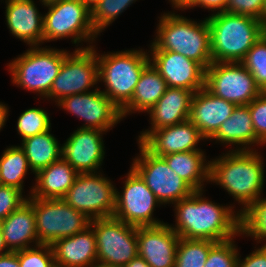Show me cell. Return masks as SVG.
I'll return each instance as SVG.
<instances>
[{
	"mask_svg": "<svg viewBox=\"0 0 266 267\" xmlns=\"http://www.w3.org/2000/svg\"><path fill=\"white\" fill-rule=\"evenodd\" d=\"M179 239L167 223L137 227L138 255L151 267H175Z\"/></svg>",
	"mask_w": 266,
	"mask_h": 267,
	"instance_id": "cell-18",
	"label": "cell"
},
{
	"mask_svg": "<svg viewBox=\"0 0 266 267\" xmlns=\"http://www.w3.org/2000/svg\"><path fill=\"white\" fill-rule=\"evenodd\" d=\"M57 267H90L97 262V246L91 226L52 245Z\"/></svg>",
	"mask_w": 266,
	"mask_h": 267,
	"instance_id": "cell-23",
	"label": "cell"
},
{
	"mask_svg": "<svg viewBox=\"0 0 266 267\" xmlns=\"http://www.w3.org/2000/svg\"><path fill=\"white\" fill-rule=\"evenodd\" d=\"M90 267H111V266H106V265H102V264L96 263V264H93Z\"/></svg>",
	"mask_w": 266,
	"mask_h": 267,
	"instance_id": "cell-51",
	"label": "cell"
},
{
	"mask_svg": "<svg viewBox=\"0 0 266 267\" xmlns=\"http://www.w3.org/2000/svg\"><path fill=\"white\" fill-rule=\"evenodd\" d=\"M102 130L77 128L62 144L64 158L78 173H97L105 156Z\"/></svg>",
	"mask_w": 266,
	"mask_h": 267,
	"instance_id": "cell-17",
	"label": "cell"
},
{
	"mask_svg": "<svg viewBox=\"0 0 266 267\" xmlns=\"http://www.w3.org/2000/svg\"><path fill=\"white\" fill-rule=\"evenodd\" d=\"M241 233L254 238L257 244L266 241V198L261 196L241 214Z\"/></svg>",
	"mask_w": 266,
	"mask_h": 267,
	"instance_id": "cell-32",
	"label": "cell"
},
{
	"mask_svg": "<svg viewBox=\"0 0 266 267\" xmlns=\"http://www.w3.org/2000/svg\"><path fill=\"white\" fill-rule=\"evenodd\" d=\"M228 0H196L189 8L193 9V7H203L208 9L209 11H216L217 12H223L226 10Z\"/></svg>",
	"mask_w": 266,
	"mask_h": 267,
	"instance_id": "cell-42",
	"label": "cell"
},
{
	"mask_svg": "<svg viewBox=\"0 0 266 267\" xmlns=\"http://www.w3.org/2000/svg\"><path fill=\"white\" fill-rule=\"evenodd\" d=\"M0 267H20L17 251L0 256Z\"/></svg>",
	"mask_w": 266,
	"mask_h": 267,
	"instance_id": "cell-43",
	"label": "cell"
},
{
	"mask_svg": "<svg viewBox=\"0 0 266 267\" xmlns=\"http://www.w3.org/2000/svg\"><path fill=\"white\" fill-rule=\"evenodd\" d=\"M33 210L39 244L52 245L58 239L73 236L90 226L91 220L64 199L33 197Z\"/></svg>",
	"mask_w": 266,
	"mask_h": 267,
	"instance_id": "cell-9",
	"label": "cell"
},
{
	"mask_svg": "<svg viewBox=\"0 0 266 267\" xmlns=\"http://www.w3.org/2000/svg\"><path fill=\"white\" fill-rule=\"evenodd\" d=\"M206 18L210 28L212 62H241L266 33V26L251 16L223 11Z\"/></svg>",
	"mask_w": 266,
	"mask_h": 267,
	"instance_id": "cell-3",
	"label": "cell"
},
{
	"mask_svg": "<svg viewBox=\"0 0 266 267\" xmlns=\"http://www.w3.org/2000/svg\"><path fill=\"white\" fill-rule=\"evenodd\" d=\"M231 150L209 161V182L220 185L242 204L238 212L243 214L263 193L264 163L256 150Z\"/></svg>",
	"mask_w": 266,
	"mask_h": 267,
	"instance_id": "cell-2",
	"label": "cell"
},
{
	"mask_svg": "<svg viewBox=\"0 0 266 267\" xmlns=\"http://www.w3.org/2000/svg\"><path fill=\"white\" fill-rule=\"evenodd\" d=\"M123 183L122 193L116 188L113 217L136 227L164 224L153 217L155 207L162 204L132 167Z\"/></svg>",
	"mask_w": 266,
	"mask_h": 267,
	"instance_id": "cell-13",
	"label": "cell"
},
{
	"mask_svg": "<svg viewBox=\"0 0 266 267\" xmlns=\"http://www.w3.org/2000/svg\"><path fill=\"white\" fill-rule=\"evenodd\" d=\"M261 22L266 26V0H265V3H264V9H263V15H262V18H261Z\"/></svg>",
	"mask_w": 266,
	"mask_h": 267,
	"instance_id": "cell-49",
	"label": "cell"
},
{
	"mask_svg": "<svg viewBox=\"0 0 266 267\" xmlns=\"http://www.w3.org/2000/svg\"><path fill=\"white\" fill-rule=\"evenodd\" d=\"M97 246V262L122 267L138 255L137 227L114 217L92 219Z\"/></svg>",
	"mask_w": 266,
	"mask_h": 267,
	"instance_id": "cell-10",
	"label": "cell"
},
{
	"mask_svg": "<svg viewBox=\"0 0 266 267\" xmlns=\"http://www.w3.org/2000/svg\"><path fill=\"white\" fill-rule=\"evenodd\" d=\"M98 82L99 67L95 46L90 44L75 48L65 57L46 99H53L57 104L70 95L89 92Z\"/></svg>",
	"mask_w": 266,
	"mask_h": 267,
	"instance_id": "cell-8",
	"label": "cell"
},
{
	"mask_svg": "<svg viewBox=\"0 0 266 267\" xmlns=\"http://www.w3.org/2000/svg\"><path fill=\"white\" fill-rule=\"evenodd\" d=\"M204 154V151L178 152L162 158L195 191H204V183L209 182L210 172V162L206 161Z\"/></svg>",
	"mask_w": 266,
	"mask_h": 267,
	"instance_id": "cell-28",
	"label": "cell"
},
{
	"mask_svg": "<svg viewBox=\"0 0 266 267\" xmlns=\"http://www.w3.org/2000/svg\"><path fill=\"white\" fill-rule=\"evenodd\" d=\"M194 93V91L185 88L167 87L164 95L147 112L150 114V130L141 131L137 141L141 143L156 129L173 126L188 120Z\"/></svg>",
	"mask_w": 266,
	"mask_h": 267,
	"instance_id": "cell-20",
	"label": "cell"
},
{
	"mask_svg": "<svg viewBox=\"0 0 266 267\" xmlns=\"http://www.w3.org/2000/svg\"><path fill=\"white\" fill-rule=\"evenodd\" d=\"M122 267H151L142 257L137 255L128 264Z\"/></svg>",
	"mask_w": 266,
	"mask_h": 267,
	"instance_id": "cell-45",
	"label": "cell"
},
{
	"mask_svg": "<svg viewBox=\"0 0 266 267\" xmlns=\"http://www.w3.org/2000/svg\"><path fill=\"white\" fill-rule=\"evenodd\" d=\"M201 140H207L188 119L173 126L152 131L141 144L155 156L172 153L202 151L197 147Z\"/></svg>",
	"mask_w": 266,
	"mask_h": 267,
	"instance_id": "cell-19",
	"label": "cell"
},
{
	"mask_svg": "<svg viewBox=\"0 0 266 267\" xmlns=\"http://www.w3.org/2000/svg\"><path fill=\"white\" fill-rule=\"evenodd\" d=\"M240 63L252 74L261 91L266 92V33L249 49Z\"/></svg>",
	"mask_w": 266,
	"mask_h": 267,
	"instance_id": "cell-34",
	"label": "cell"
},
{
	"mask_svg": "<svg viewBox=\"0 0 266 267\" xmlns=\"http://www.w3.org/2000/svg\"><path fill=\"white\" fill-rule=\"evenodd\" d=\"M137 0H99L91 10V23L98 35Z\"/></svg>",
	"mask_w": 266,
	"mask_h": 267,
	"instance_id": "cell-33",
	"label": "cell"
},
{
	"mask_svg": "<svg viewBox=\"0 0 266 267\" xmlns=\"http://www.w3.org/2000/svg\"><path fill=\"white\" fill-rule=\"evenodd\" d=\"M16 129L22 140L44 133L51 129L50 117L44 109L29 108L18 117Z\"/></svg>",
	"mask_w": 266,
	"mask_h": 267,
	"instance_id": "cell-35",
	"label": "cell"
},
{
	"mask_svg": "<svg viewBox=\"0 0 266 267\" xmlns=\"http://www.w3.org/2000/svg\"><path fill=\"white\" fill-rule=\"evenodd\" d=\"M6 24L10 33L30 47L44 43L43 15L34 0H5Z\"/></svg>",
	"mask_w": 266,
	"mask_h": 267,
	"instance_id": "cell-22",
	"label": "cell"
},
{
	"mask_svg": "<svg viewBox=\"0 0 266 267\" xmlns=\"http://www.w3.org/2000/svg\"><path fill=\"white\" fill-rule=\"evenodd\" d=\"M150 62L167 87L198 91L205 86V68L198 62L168 50H150Z\"/></svg>",
	"mask_w": 266,
	"mask_h": 267,
	"instance_id": "cell-16",
	"label": "cell"
},
{
	"mask_svg": "<svg viewBox=\"0 0 266 267\" xmlns=\"http://www.w3.org/2000/svg\"><path fill=\"white\" fill-rule=\"evenodd\" d=\"M50 131L28 137L20 145L34 175L62 157V146Z\"/></svg>",
	"mask_w": 266,
	"mask_h": 267,
	"instance_id": "cell-29",
	"label": "cell"
},
{
	"mask_svg": "<svg viewBox=\"0 0 266 267\" xmlns=\"http://www.w3.org/2000/svg\"><path fill=\"white\" fill-rule=\"evenodd\" d=\"M57 1H59V0H40V2H42L41 4L44 6L56 3Z\"/></svg>",
	"mask_w": 266,
	"mask_h": 267,
	"instance_id": "cell-50",
	"label": "cell"
},
{
	"mask_svg": "<svg viewBox=\"0 0 266 267\" xmlns=\"http://www.w3.org/2000/svg\"><path fill=\"white\" fill-rule=\"evenodd\" d=\"M30 169L24 150L9 146L0 157V184L13 186L23 191L24 179Z\"/></svg>",
	"mask_w": 266,
	"mask_h": 267,
	"instance_id": "cell-30",
	"label": "cell"
},
{
	"mask_svg": "<svg viewBox=\"0 0 266 267\" xmlns=\"http://www.w3.org/2000/svg\"><path fill=\"white\" fill-rule=\"evenodd\" d=\"M57 106L84 120L79 128L107 131L123 118L119 109L101 90L95 88L82 94L70 95L57 103Z\"/></svg>",
	"mask_w": 266,
	"mask_h": 267,
	"instance_id": "cell-15",
	"label": "cell"
},
{
	"mask_svg": "<svg viewBox=\"0 0 266 267\" xmlns=\"http://www.w3.org/2000/svg\"><path fill=\"white\" fill-rule=\"evenodd\" d=\"M172 4V8L177 10L188 9L196 0H169Z\"/></svg>",
	"mask_w": 266,
	"mask_h": 267,
	"instance_id": "cell-44",
	"label": "cell"
},
{
	"mask_svg": "<svg viewBox=\"0 0 266 267\" xmlns=\"http://www.w3.org/2000/svg\"><path fill=\"white\" fill-rule=\"evenodd\" d=\"M8 109L9 108L7 107V105L0 102V131L4 127L5 122L7 121L8 113H9Z\"/></svg>",
	"mask_w": 266,
	"mask_h": 267,
	"instance_id": "cell-46",
	"label": "cell"
},
{
	"mask_svg": "<svg viewBox=\"0 0 266 267\" xmlns=\"http://www.w3.org/2000/svg\"><path fill=\"white\" fill-rule=\"evenodd\" d=\"M22 193L16 187L0 184V221L27 201L28 197H23Z\"/></svg>",
	"mask_w": 266,
	"mask_h": 267,
	"instance_id": "cell-39",
	"label": "cell"
},
{
	"mask_svg": "<svg viewBox=\"0 0 266 267\" xmlns=\"http://www.w3.org/2000/svg\"><path fill=\"white\" fill-rule=\"evenodd\" d=\"M236 267H266V245L256 248L244 260L238 255Z\"/></svg>",
	"mask_w": 266,
	"mask_h": 267,
	"instance_id": "cell-41",
	"label": "cell"
},
{
	"mask_svg": "<svg viewBox=\"0 0 266 267\" xmlns=\"http://www.w3.org/2000/svg\"><path fill=\"white\" fill-rule=\"evenodd\" d=\"M69 53L67 50L51 47L33 46L28 48L7 66L12 76V83L46 98L53 80Z\"/></svg>",
	"mask_w": 266,
	"mask_h": 267,
	"instance_id": "cell-6",
	"label": "cell"
},
{
	"mask_svg": "<svg viewBox=\"0 0 266 267\" xmlns=\"http://www.w3.org/2000/svg\"><path fill=\"white\" fill-rule=\"evenodd\" d=\"M209 140H215L216 143L221 142L222 145L225 144L229 147L237 145L235 149L237 151L257 150L251 148V146L257 145V136L248 105L236 106L230 118L221 124L218 131Z\"/></svg>",
	"mask_w": 266,
	"mask_h": 267,
	"instance_id": "cell-26",
	"label": "cell"
},
{
	"mask_svg": "<svg viewBox=\"0 0 266 267\" xmlns=\"http://www.w3.org/2000/svg\"><path fill=\"white\" fill-rule=\"evenodd\" d=\"M89 8L93 7L99 0H82Z\"/></svg>",
	"mask_w": 266,
	"mask_h": 267,
	"instance_id": "cell-48",
	"label": "cell"
},
{
	"mask_svg": "<svg viewBox=\"0 0 266 267\" xmlns=\"http://www.w3.org/2000/svg\"><path fill=\"white\" fill-rule=\"evenodd\" d=\"M216 242L184 239L178 241L175 267H204L208 253Z\"/></svg>",
	"mask_w": 266,
	"mask_h": 267,
	"instance_id": "cell-31",
	"label": "cell"
},
{
	"mask_svg": "<svg viewBox=\"0 0 266 267\" xmlns=\"http://www.w3.org/2000/svg\"><path fill=\"white\" fill-rule=\"evenodd\" d=\"M139 155L130 165L152 190L161 204H175L195 190L178 176L159 156L153 155L140 142Z\"/></svg>",
	"mask_w": 266,
	"mask_h": 267,
	"instance_id": "cell-11",
	"label": "cell"
},
{
	"mask_svg": "<svg viewBox=\"0 0 266 267\" xmlns=\"http://www.w3.org/2000/svg\"><path fill=\"white\" fill-rule=\"evenodd\" d=\"M150 50H168L184 55L207 69L212 63L208 20L199 22L174 12L159 17Z\"/></svg>",
	"mask_w": 266,
	"mask_h": 267,
	"instance_id": "cell-4",
	"label": "cell"
},
{
	"mask_svg": "<svg viewBox=\"0 0 266 267\" xmlns=\"http://www.w3.org/2000/svg\"><path fill=\"white\" fill-rule=\"evenodd\" d=\"M0 224L6 246L11 252L40 245L36 232L33 197H28L25 203L0 221Z\"/></svg>",
	"mask_w": 266,
	"mask_h": 267,
	"instance_id": "cell-24",
	"label": "cell"
},
{
	"mask_svg": "<svg viewBox=\"0 0 266 267\" xmlns=\"http://www.w3.org/2000/svg\"><path fill=\"white\" fill-rule=\"evenodd\" d=\"M150 51L125 50L98 54L99 82L105 83L101 90L119 109L132 98L143 69L150 63Z\"/></svg>",
	"mask_w": 266,
	"mask_h": 267,
	"instance_id": "cell-5",
	"label": "cell"
},
{
	"mask_svg": "<svg viewBox=\"0 0 266 267\" xmlns=\"http://www.w3.org/2000/svg\"><path fill=\"white\" fill-rule=\"evenodd\" d=\"M203 193V190L194 191L189 197L173 204L176 224L170 227L181 238L216 243L242 235L241 214L235 212V206H220L202 197Z\"/></svg>",
	"mask_w": 266,
	"mask_h": 267,
	"instance_id": "cell-1",
	"label": "cell"
},
{
	"mask_svg": "<svg viewBox=\"0 0 266 267\" xmlns=\"http://www.w3.org/2000/svg\"><path fill=\"white\" fill-rule=\"evenodd\" d=\"M167 84L151 62L143 69L131 100L121 109L122 118L130 113L148 112L164 95Z\"/></svg>",
	"mask_w": 266,
	"mask_h": 267,
	"instance_id": "cell-27",
	"label": "cell"
},
{
	"mask_svg": "<svg viewBox=\"0 0 266 267\" xmlns=\"http://www.w3.org/2000/svg\"><path fill=\"white\" fill-rule=\"evenodd\" d=\"M78 172L64 159L60 158L35 174V185L29 197L40 199H63L74 184Z\"/></svg>",
	"mask_w": 266,
	"mask_h": 267,
	"instance_id": "cell-25",
	"label": "cell"
},
{
	"mask_svg": "<svg viewBox=\"0 0 266 267\" xmlns=\"http://www.w3.org/2000/svg\"><path fill=\"white\" fill-rule=\"evenodd\" d=\"M236 105L215 96L205 87L194 93L189 120L209 140L221 124L230 118Z\"/></svg>",
	"mask_w": 266,
	"mask_h": 267,
	"instance_id": "cell-21",
	"label": "cell"
},
{
	"mask_svg": "<svg viewBox=\"0 0 266 267\" xmlns=\"http://www.w3.org/2000/svg\"><path fill=\"white\" fill-rule=\"evenodd\" d=\"M101 172L79 173L64 201L90 220L113 217L116 186Z\"/></svg>",
	"mask_w": 266,
	"mask_h": 267,
	"instance_id": "cell-12",
	"label": "cell"
},
{
	"mask_svg": "<svg viewBox=\"0 0 266 267\" xmlns=\"http://www.w3.org/2000/svg\"><path fill=\"white\" fill-rule=\"evenodd\" d=\"M9 252H11V251L6 246V243L4 240V235H3V229H2V226L0 224V256L5 255Z\"/></svg>",
	"mask_w": 266,
	"mask_h": 267,
	"instance_id": "cell-47",
	"label": "cell"
},
{
	"mask_svg": "<svg viewBox=\"0 0 266 267\" xmlns=\"http://www.w3.org/2000/svg\"><path fill=\"white\" fill-rule=\"evenodd\" d=\"M20 267H57L51 245H37L17 251Z\"/></svg>",
	"mask_w": 266,
	"mask_h": 267,
	"instance_id": "cell-37",
	"label": "cell"
},
{
	"mask_svg": "<svg viewBox=\"0 0 266 267\" xmlns=\"http://www.w3.org/2000/svg\"><path fill=\"white\" fill-rule=\"evenodd\" d=\"M265 0H228L226 12L251 16L261 21Z\"/></svg>",
	"mask_w": 266,
	"mask_h": 267,
	"instance_id": "cell-40",
	"label": "cell"
},
{
	"mask_svg": "<svg viewBox=\"0 0 266 267\" xmlns=\"http://www.w3.org/2000/svg\"><path fill=\"white\" fill-rule=\"evenodd\" d=\"M238 246L234 239L216 243L209 251L204 267H236Z\"/></svg>",
	"mask_w": 266,
	"mask_h": 267,
	"instance_id": "cell-36",
	"label": "cell"
},
{
	"mask_svg": "<svg viewBox=\"0 0 266 267\" xmlns=\"http://www.w3.org/2000/svg\"><path fill=\"white\" fill-rule=\"evenodd\" d=\"M44 7L48 8L43 15L44 42L71 37V42L78 46L82 41L92 44L97 38L91 10L82 0H59Z\"/></svg>",
	"mask_w": 266,
	"mask_h": 267,
	"instance_id": "cell-7",
	"label": "cell"
},
{
	"mask_svg": "<svg viewBox=\"0 0 266 267\" xmlns=\"http://www.w3.org/2000/svg\"><path fill=\"white\" fill-rule=\"evenodd\" d=\"M254 131L257 136V145L266 144V92L248 104Z\"/></svg>",
	"mask_w": 266,
	"mask_h": 267,
	"instance_id": "cell-38",
	"label": "cell"
},
{
	"mask_svg": "<svg viewBox=\"0 0 266 267\" xmlns=\"http://www.w3.org/2000/svg\"><path fill=\"white\" fill-rule=\"evenodd\" d=\"M215 96L238 105H248L262 91L240 62H212L205 70V86Z\"/></svg>",
	"mask_w": 266,
	"mask_h": 267,
	"instance_id": "cell-14",
	"label": "cell"
}]
</instances>
